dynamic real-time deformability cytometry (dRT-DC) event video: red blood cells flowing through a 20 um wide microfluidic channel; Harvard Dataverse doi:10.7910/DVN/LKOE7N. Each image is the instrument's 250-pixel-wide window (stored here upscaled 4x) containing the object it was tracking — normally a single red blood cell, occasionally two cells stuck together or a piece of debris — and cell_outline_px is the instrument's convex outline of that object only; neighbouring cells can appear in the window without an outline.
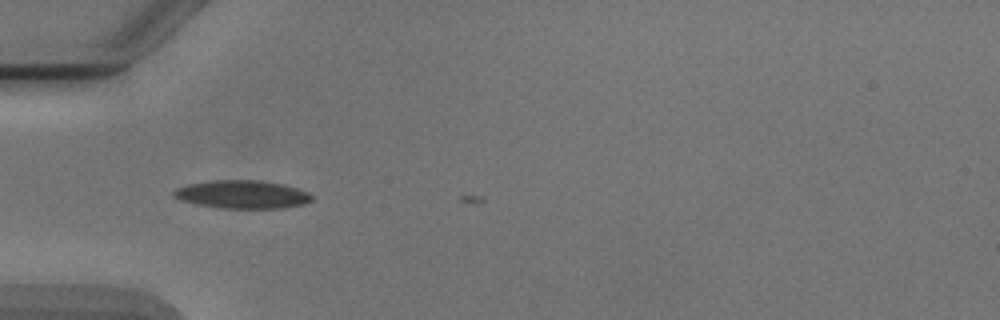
{"species": "Egyptian fruit bat (a non-hibernating species)", "species_latin": "Rousettus aegyptiacus", "temperature_condition": "cold", "stored_images_in_passage": 7, "camera_frame_rate_fps": 3000, "um_per_image_px": 0.085, "animal": {"sex": "male"}, "frame": {"image": 1, "passage_image": 4, "time_ms": 3.667, "image_size_px": [1000, 320], "cell_outline_px": [[312, 200], [304, 204], [284, 208], [220, 208], [196, 204], [180, 200], [172, 196], [172, 192], [176, 188], [188, 184], [216, 180], [256, 180], [280, 184], [296, 188], [308, 192], [312, 196]], "centroid_in_image_um": [20.56, 16.53], "position_along_channel_um": 64.4, "area_um2": 22.54}}
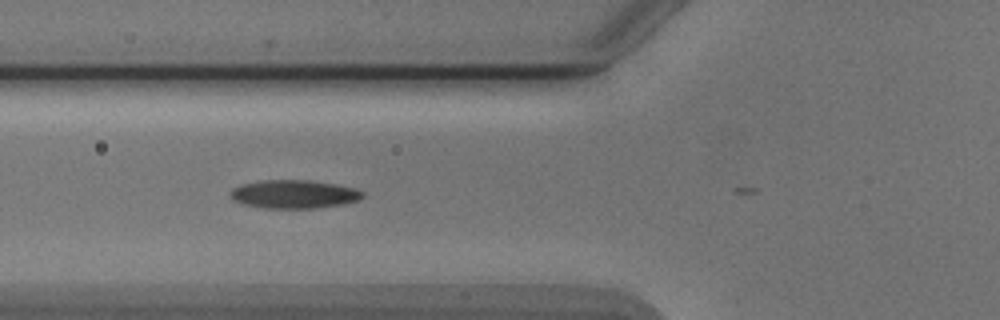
{"frame": {"image": 2, "passage_image": 5, "time_ms": 4.667, "image_size_px": [1000, 320], "cell_outline_px": [[364, 196], [360, 200], [344, 204], [312, 208], [264, 208], [240, 204], [232, 200], [228, 196], [228, 192], [232, 188], [240, 184], [264, 180], [312, 180], [336, 184], [356, 188], [364, 192]], "centroid_in_image_um": [24.95, 16.5], "position_along_channel_um": 100.8, "area_um2": 22.31}}
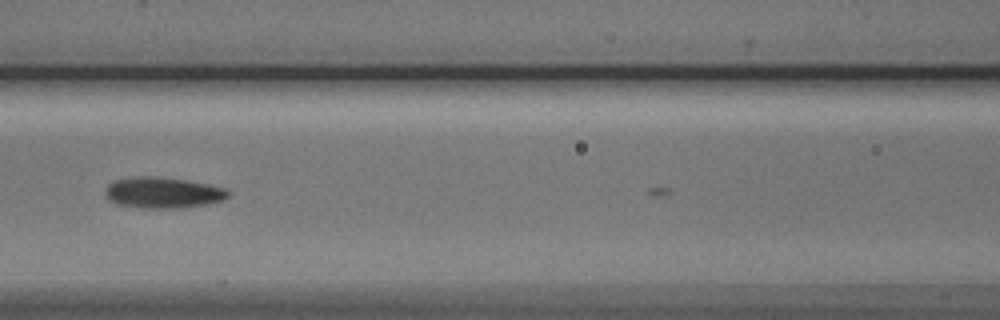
{"frame": {"image": 3, "passage_image": 6, "time_ms": 6.0, "image_size_px": [1000, 320], "cell_outline_px": [[228, 196], [224, 200], [208, 204], [180, 208], [140, 208], [120, 204], [108, 200], [104, 192], [108, 184], [116, 180], [140, 176], [152, 176], [184, 180], [208, 184], [224, 188], [228, 192]], "centroid_in_image_um": [13.84, 16.39], "position_along_channel_um": 152.8, "area_um2": 22.02}}